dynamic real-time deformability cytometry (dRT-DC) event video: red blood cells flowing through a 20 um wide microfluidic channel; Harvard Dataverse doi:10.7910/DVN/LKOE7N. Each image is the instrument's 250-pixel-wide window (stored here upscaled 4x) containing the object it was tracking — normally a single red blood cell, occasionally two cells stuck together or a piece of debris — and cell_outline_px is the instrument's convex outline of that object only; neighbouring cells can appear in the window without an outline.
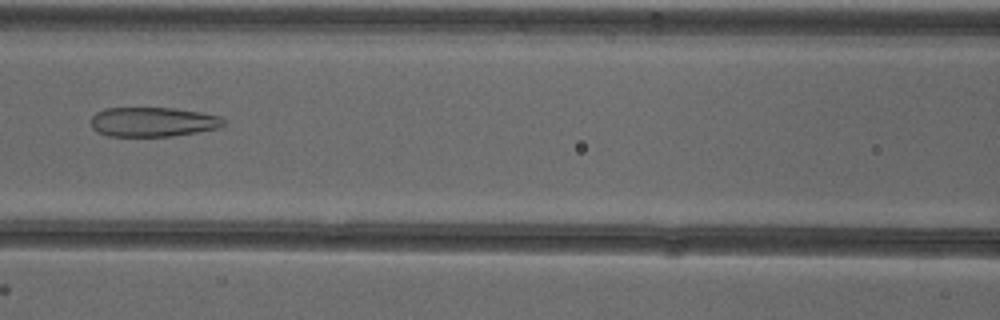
{"species": "common noctule bat (a hibernating species)", "species_latin": "Nyctalus noctula", "temperature_condition": "cold", "stored_images_in_passage": 53, "camera_frame_rate_fps": 3000, "um_per_image_px": 0.085, "animal": {"sex": "female"}, "frame": {"image": 1, "passage_image": 24, "time_ms": 7.667, "image_size_px": [1000, 320], "cell_outline_px": [[224, 124], [216, 128], [196, 132], [172, 136], [108, 136], [96, 132], [92, 128], [92, 116], [96, 112], [104, 108], [172, 108], [200, 112], [220, 116], [224, 120]], "centroid_in_image_um": [12.95, 10.36], "position_along_channel_um": 153.6, "area_um2": 22.72}}
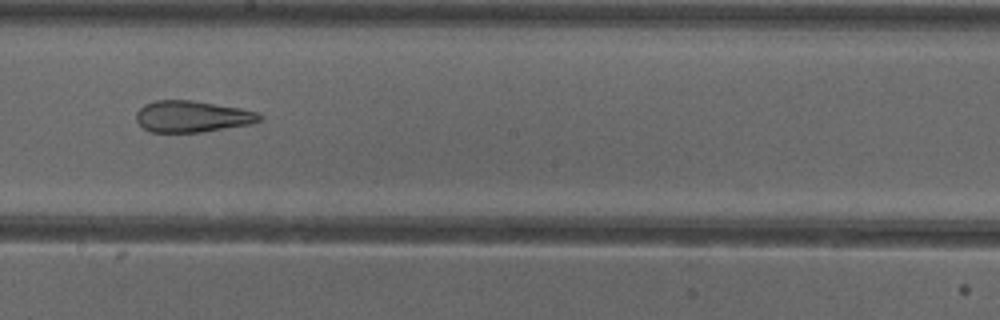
{"frame": {"image": 2, "passage_image": 30, "time_ms": 9.667, "image_size_px": [1000, 320], "cell_outline_px": [[264, 120], [252, 124], [204, 132], [152, 132], [144, 128], [136, 120], [136, 112], [144, 104], [156, 100], [192, 100], [240, 108], [260, 112], [264, 116]], "centroid_in_image_um": [16.4, 9.9], "position_along_channel_um": 231.8, "area_um2": 22.89}}
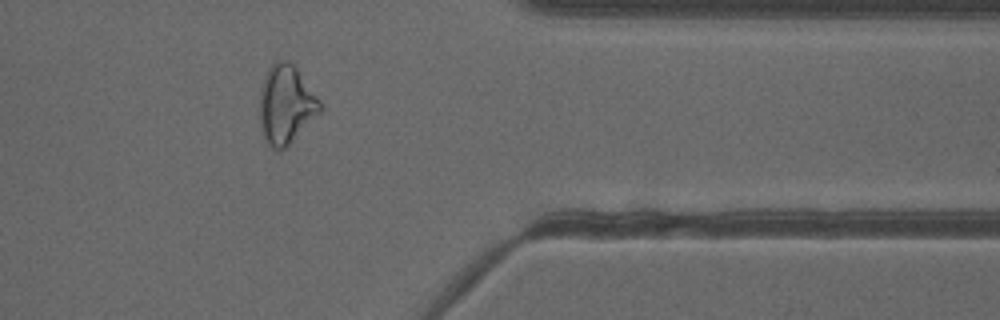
{"frame": {"image": 3, "passage_image": 43, "time_ms": 14.0, "image_size_px": [1000, 320], "cell_outline_px": [[320, 112], [284, 148], [276, 152], [264, 140], [260, 128], [260, 92], [264, 76], [268, 68], [276, 60], [288, 60], [296, 68], [320, 100]], "centroid_in_image_um": [24.26, 8.88], "position_along_channel_um": 387.1, "area_um2": 27.34}, "authors_computed_cell_mechanics": {"area_um2": 28.4954, "velocity_mm_per_s": 3.9145, "shape_relaxation_time_tau1_ms": null, "shape_relaxation_time_tau2_ms": 1.9397, "deformation_change_tau1": null, "deformation_change_tau2": 0.1164}}